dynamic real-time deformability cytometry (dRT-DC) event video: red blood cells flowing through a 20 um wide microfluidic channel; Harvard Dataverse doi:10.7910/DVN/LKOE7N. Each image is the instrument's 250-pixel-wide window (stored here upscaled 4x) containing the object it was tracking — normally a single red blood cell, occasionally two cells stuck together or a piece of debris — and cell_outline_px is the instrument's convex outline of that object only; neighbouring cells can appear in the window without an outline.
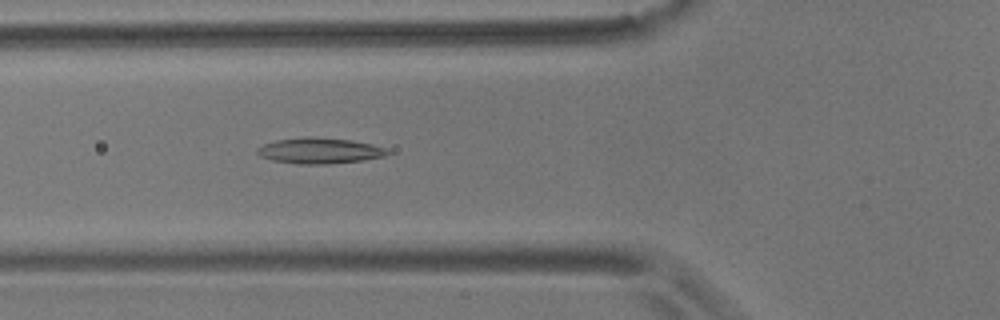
{"species": "common noctule bat (a hibernating species)", "species_latin": "Nyctalus noctula", "temperature_condition": "room temperature", "stored_images_in_passage": 51, "camera_frame_rate_fps": 3000, "um_per_image_px": 0.085, "animal": {"sex": "male", "body_mass_g": 17.9}, "frame": {"image": 1, "passage_image": 15, "time_ms": 4.667, "image_size_px": [1000, 320], "cell_outline_px": [[392, 152], [384, 156], [364, 160], [328, 164], [300, 164], [272, 160], [260, 156], [256, 152], [256, 148], [264, 144], [276, 140], [304, 136], [308, 136], [352, 140], [372, 144], [388, 148]], "centroid_in_image_um": [27.19, 12.8], "position_along_channel_um": 98.6, "area_um2": 19.77}}
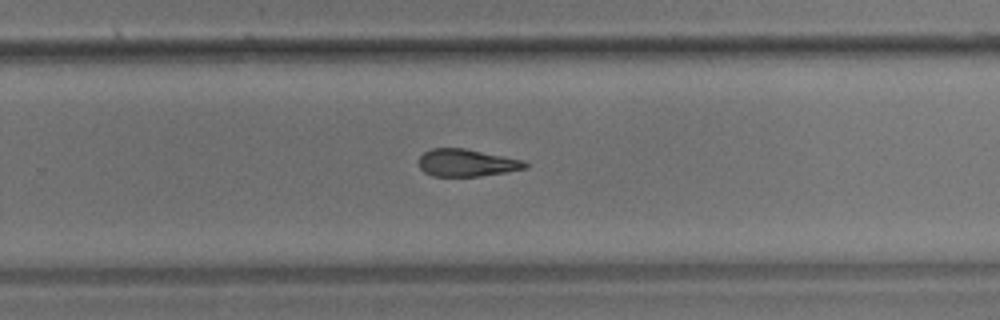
{"frame": {"image": 2, "passage_image": 31, "time_ms": 10.0, "image_size_px": [1000, 320], "cell_outline_px": [[528, 168], [480, 176], [432, 176], [424, 172], [420, 168], [420, 156], [424, 152], [432, 148], [464, 148], [524, 160], [528, 164]], "centroid_in_image_um": [39.67, 13.84], "position_along_channel_um": 290.1, "area_um2": 16.88}}
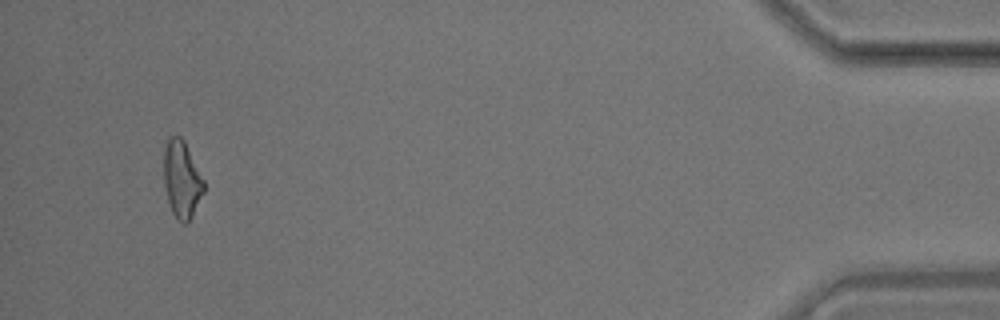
{"frame": {"image": 3, "passage_image": 48, "time_ms": 15.667, "image_size_px": [1000, 320], "cell_outline_px": [[204, 192], [188, 224], [184, 224], [176, 220], [172, 212], [168, 200], [164, 184], [164, 148], [168, 136], [180, 136], [184, 140], [204, 180]], "centroid_in_image_um": [15.45, 15.26], "position_along_channel_um": 419.8, "area_um2": 18.09}, "authors_computed_cell_mechanics": {"area_um2": 18.0914, "velocity_mm_per_s": 3.5905, "shape_relaxation_time_tau1_ms": 8.0754, "shape_relaxation_time_tau2_ms": null, "deformation_change_tau1": 0.1852, "deformation_change_tau2": null}}